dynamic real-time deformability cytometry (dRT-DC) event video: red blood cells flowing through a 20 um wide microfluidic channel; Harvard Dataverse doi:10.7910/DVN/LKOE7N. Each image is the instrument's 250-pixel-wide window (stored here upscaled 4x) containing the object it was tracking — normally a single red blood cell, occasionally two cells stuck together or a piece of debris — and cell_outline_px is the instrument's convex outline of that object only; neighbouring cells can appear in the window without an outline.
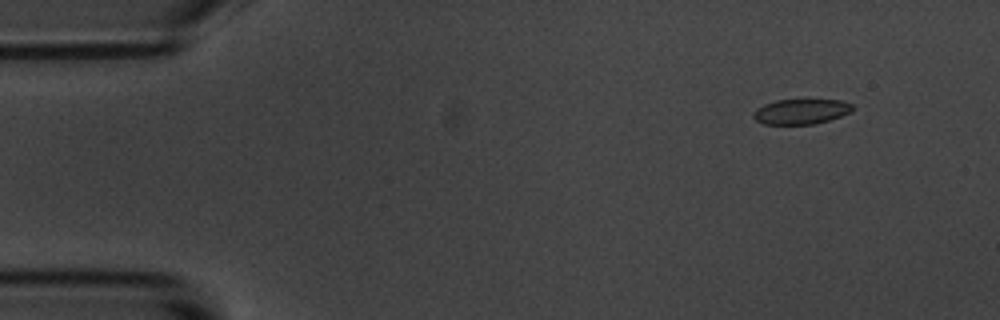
{"species": "common noctule bat (a hibernating species)", "species_latin": "Nyctalus noctula", "temperature_condition": "room temperature", "stored_images_in_passage": 16, "segment_of_instrument_passage": [1, 2], "camera_frame_rate_fps": 3000, "um_per_image_px": 0.085, "animal": {"sex": "male", "body_mass_g": 20.1, "forearm_length_mm": 53.5}, "frame": {"image": 1, "passage_image": 2, "time_ms": 1.333, "image_size_px": [1000, 320], "cell_outline_px": [[852, 108], [848, 112], [840, 116], [816, 124], [764, 124], [756, 120], [752, 116], [752, 112], [756, 108], [764, 104], [776, 100], [840, 100], [852, 104]], "centroid_in_image_um": [68.02, 9.48], "position_along_channel_um": 17.0, "area_um2": 14.39}}
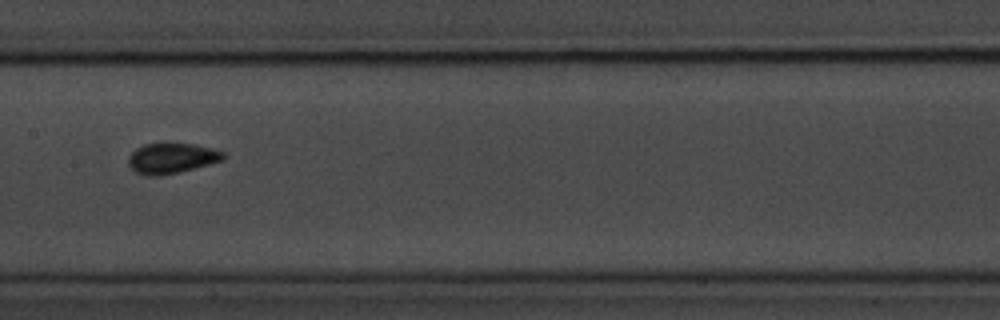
{"frame": {"image": 2, "passage_image": 8, "time_ms": 9.0, "image_size_px": [1000, 320], "cell_outline_px": [[224, 160], [180, 172], [156, 176], [148, 176], [136, 172], [128, 164], [128, 156], [136, 148], [144, 144], [192, 144], [212, 148], [224, 152]], "centroid_in_image_um": [14.58, 13.46], "position_along_channel_um": 192.8, "area_um2": 16.65}}
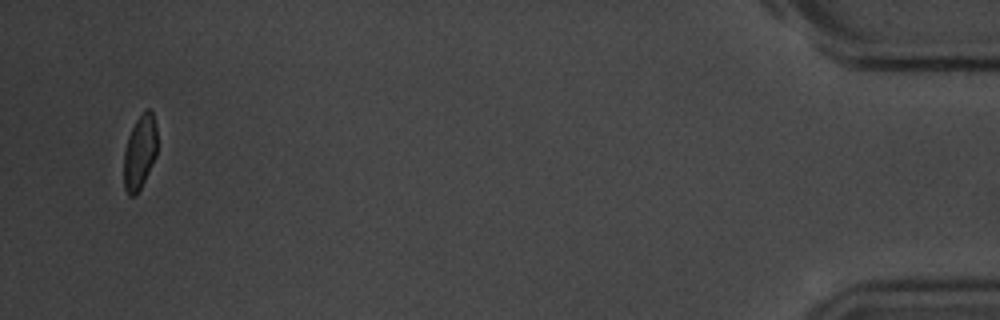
{"frame": {"image": 3, "passage_image": 15, "time_ms": 18.0, "image_size_px": [1000, 320], "cell_outline_px": [[156, 156], [136, 196], [128, 196], [124, 188], [124, 152], [128, 136], [136, 120], [144, 108], [148, 108], [152, 112], [156, 128]], "centroid_in_image_um": [11.87, 12.93], "position_along_channel_um": 423.3, "area_um2": 14.39}}